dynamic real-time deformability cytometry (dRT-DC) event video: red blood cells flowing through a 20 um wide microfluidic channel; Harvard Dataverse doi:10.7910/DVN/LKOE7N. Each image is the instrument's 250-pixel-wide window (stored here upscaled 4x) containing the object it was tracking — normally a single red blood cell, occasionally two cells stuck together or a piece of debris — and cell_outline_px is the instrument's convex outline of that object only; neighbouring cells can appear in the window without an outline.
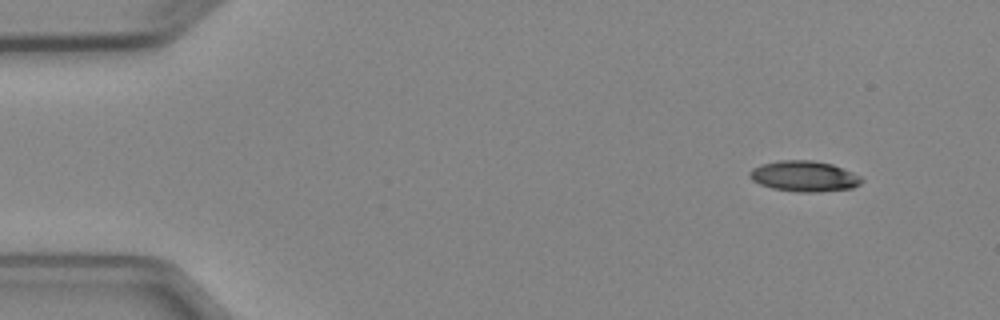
{"species": "Egyptian fruit bat (a non-hibernating species)", "species_latin": "Rousettus aegyptiacus", "temperature_condition": "cold", "stored_images_in_passage": 4, "camera_frame_rate_fps": 3000, "um_per_image_px": 0.085, "animal": {"sex": "female"}, "frame": {"image": 1, "passage_image": 1, "time_ms": 0.0, "image_size_px": [1000, 320], "cell_outline_px": [[864, 180], [860, 184], [852, 188], [820, 192], [800, 192], [772, 188], [760, 184], [752, 180], [748, 176], [748, 172], [752, 168], [764, 164], [780, 160], [812, 160], [832, 164], [852, 172], [860, 176]], "centroid_in_image_um": [68.36, 14.98], "position_along_channel_um": 16.6, "area_um2": 20.0}}
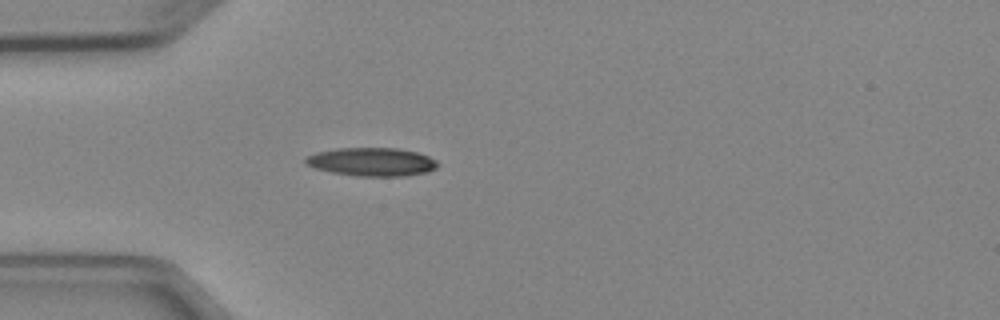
{"frame": {"image": 2, "passage_image": 4, "time_ms": 3.333, "image_size_px": [1000, 320], "cell_outline_px": [[440, 164], [436, 168], [428, 172], [404, 176], [356, 176], [332, 172], [316, 168], [308, 164], [304, 160], [308, 156], [316, 152], [336, 148], [400, 148], [416, 152], [428, 156], [436, 160]], "centroid_in_image_um": [31.65, 13.75], "position_along_channel_um": 53.4, "area_um2": 21.85}}